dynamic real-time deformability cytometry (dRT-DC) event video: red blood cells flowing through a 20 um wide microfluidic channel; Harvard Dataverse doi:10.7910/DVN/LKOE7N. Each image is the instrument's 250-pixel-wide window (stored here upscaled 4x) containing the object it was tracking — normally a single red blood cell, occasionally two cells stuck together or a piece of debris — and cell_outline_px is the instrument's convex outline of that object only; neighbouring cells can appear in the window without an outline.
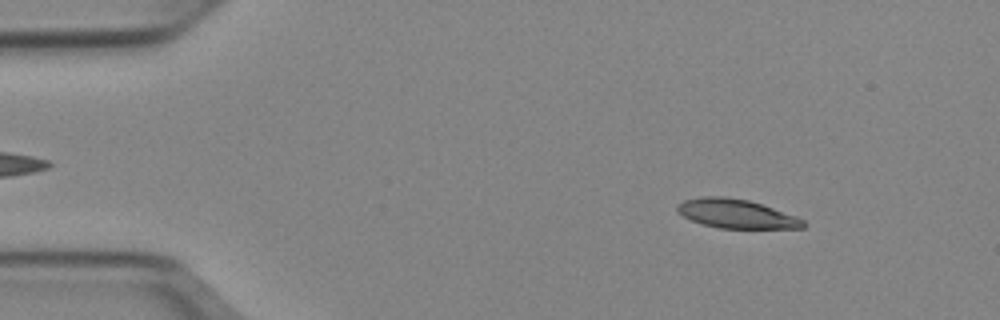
{"species": "Egyptian fruit bat (a non-hibernating species)", "species_latin": "Rousettus aegyptiacus", "temperature_condition": "cold", "stored_images_in_passage": 50, "camera_frame_rate_fps": 3000, "um_per_image_px": 0.085, "animal": {"sex": "female"}, "frame": {"image": 1, "passage_image": 6, "time_ms": 1.667, "image_size_px": [1000, 320], "cell_outline_px": [[804, 228], [720, 228], [704, 224], [692, 220], [676, 212], [676, 204], [684, 200], [700, 196], [724, 196], [748, 200], [796, 216], [804, 220]], "centroid_in_image_um": [62.53, 18.16], "position_along_channel_um": 22.5, "area_um2": 21.1}}
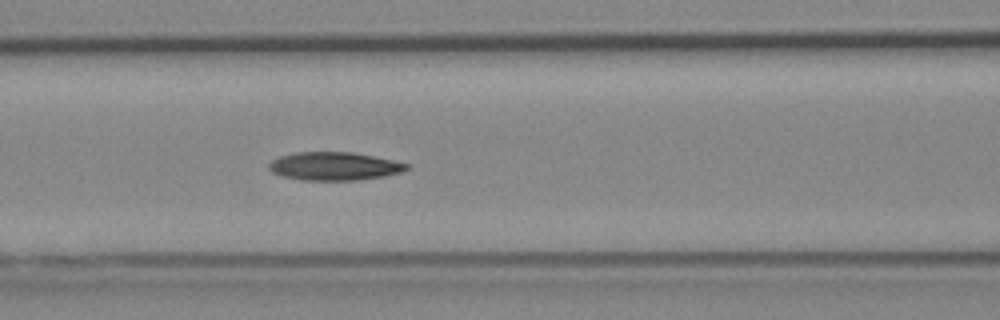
{"frame": {"image": 2, "passage_image": 21, "time_ms": 6.667, "image_size_px": [1000, 320], "cell_outline_px": [[412, 164], [408, 168], [400, 172], [384, 176], [356, 180], [300, 180], [284, 176], [272, 172], [268, 168], [268, 164], [272, 160], [280, 156], [296, 152], [352, 152]], "centroid_in_image_um": [28.4, 14.12], "position_along_channel_um": 138.2, "area_um2": 22.54}}
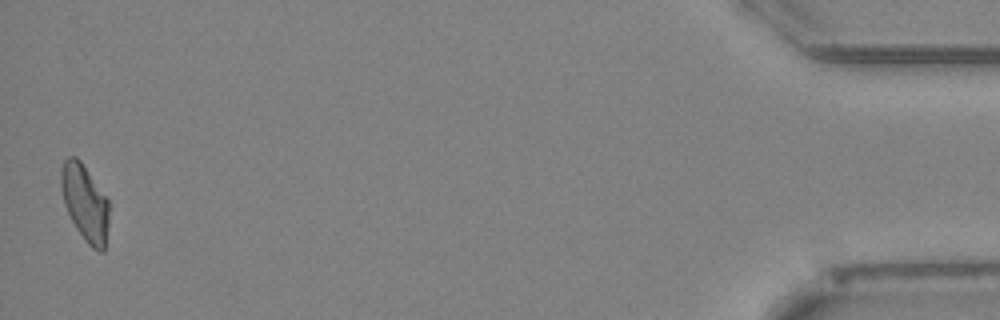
{"frame": {"image": 3, "passage_image": 50, "time_ms": 16.333, "image_size_px": [1000, 320], "cell_outline_px": [[108, 224], [104, 252], [100, 252], [92, 248], [84, 240], [76, 228], [64, 204], [60, 188], [60, 168], [64, 160], [68, 156], [76, 156], [80, 160], [108, 200]], "centroid_in_image_um": [7.19, 17.23], "position_along_channel_um": 428.0, "area_um2": 21.33}, "authors_computed_cell_mechanics": {"area_um2": 22.1952, "velocity_mm_per_s": 3.9385, "shape_relaxation_time_tau1_ms": 6.9646, "shape_relaxation_time_tau2_ms": 8.7645, "deformation_change_tau1": 0.2015, "deformation_change_tau2": 0.1727}}